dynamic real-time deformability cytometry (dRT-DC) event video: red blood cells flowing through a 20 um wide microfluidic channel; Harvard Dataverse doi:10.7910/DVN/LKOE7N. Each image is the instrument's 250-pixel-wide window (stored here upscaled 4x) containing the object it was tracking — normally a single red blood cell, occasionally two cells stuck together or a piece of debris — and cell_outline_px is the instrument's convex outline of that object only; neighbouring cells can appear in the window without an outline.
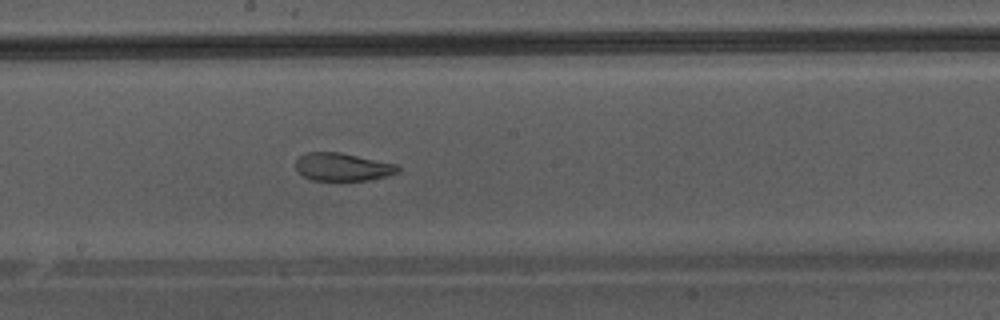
{"species": "Egyptian fruit bat (a non-hibernating species)", "species_latin": "Rousettus aegyptiacus", "temperature_condition": "warm", "stored_images_in_passage": 36, "camera_frame_rate_fps": 3000, "um_per_image_px": 0.085, "animal": {"sex": "male"}, "frame": {"image": 1, "passage_image": 16, "time_ms": 5.0, "image_size_px": [1000, 320], "cell_outline_px": [[400, 172], [388, 176], [368, 180], [312, 180], [304, 176], [296, 168], [296, 160], [300, 156], [308, 152], [340, 152], [396, 164], [400, 168]], "centroid_in_image_um": [29.15, 14.19], "position_along_channel_um": 219.1, "area_um2": 16.53}}